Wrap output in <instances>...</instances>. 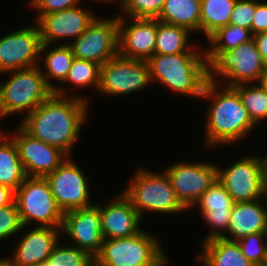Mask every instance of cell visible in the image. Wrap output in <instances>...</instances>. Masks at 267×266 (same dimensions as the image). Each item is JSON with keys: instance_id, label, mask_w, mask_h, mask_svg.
<instances>
[{"instance_id": "48", "label": "cell", "mask_w": 267, "mask_h": 266, "mask_svg": "<svg viewBox=\"0 0 267 266\" xmlns=\"http://www.w3.org/2000/svg\"><path fill=\"white\" fill-rule=\"evenodd\" d=\"M32 266H51V265H49L47 262H44V263H42L40 265H32Z\"/></svg>"}, {"instance_id": "40", "label": "cell", "mask_w": 267, "mask_h": 266, "mask_svg": "<svg viewBox=\"0 0 267 266\" xmlns=\"http://www.w3.org/2000/svg\"><path fill=\"white\" fill-rule=\"evenodd\" d=\"M15 201V191L7 186L0 185V207L11 205Z\"/></svg>"}, {"instance_id": "50", "label": "cell", "mask_w": 267, "mask_h": 266, "mask_svg": "<svg viewBox=\"0 0 267 266\" xmlns=\"http://www.w3.org/2000/svg\"><path fill=\"white\" fill-rule=\"evenodd\" d=\"M252 266H266V265L263 263H257V264H253Z\"/></svg>"}, {"instance_id": "12", "label": "cell", "mask_w": 267, "mask_h": 266, "mask_svg": "<svg viewBox=\"0 0 267 266\" xmlns=\"http://www.w3.org/2000/svg\"><path fill=\"white\" fill-rule=\"evenodd\" d=\"M185 161L180 160L167 165L163 170L170 179L178 201L189 211L217 180V163L201 160Z\"/></svg>"}, {"instance_id": "43", "label": "cell", "mask_w": 267, "mask_h": 266, "mask_svg": "<svg viewBox=\"0 0 267 266\" xmlns=\"http://www.w3.org/2000/svg\"><path fill=\"white\" fill-rule=\"evenodd\" d=\"M0 266H15L12 261L7 257H0Z\"/></svg>"}, {"instance_id": "42", "label": "cell", "mask_w": 267, "mask_h": 266, "mask_svg": "<svg viewBox=\"0 0 267 266\" xmlns=\"http://www.w3.org/2000/svg\"><path fill=\"white\" fill-rule=\"evenodd\" d=\"M262 198L267 202V155L264 163L263 170V187H262Z\"/></svg>"}, {"instance_id": "33", "label": "cell", "mask_w": 267, "mask_h": 266, "mask_svg": "<svg viewBox=\"0 0 267 266\" xmlns=\"http://www.w3.org/2000/svg\"><path fill=\"white\" fill-rule=\"evenodd\" d=\"M165 0H124V7L118 16L157 19Z\"/></svg>"}, {"instance_id": "24", "label": "cell", "mask_w": 267, "mask_h": 266, "mask_svg": "<svg viewBox=\"0 0 267 266\" xmlns=\"http://www.w3.org/2000/svg\"><path fill=\"white\" fill-rule=\"evenodd\" d=\"M201 252L194 254L195 263L203 266H252L243 256L237 241L213 238L199 245Z\"/></svg>"}, {"instance_id": "30", "label": "cell", "mask_w": 267, "mask_h": 266, "mask_svg": "<svg viewBox=\"0 0 267 266\" xmlns=\"http://www.w3.org/2000/svg\"><path fill=\"white\" fill-rule=\"evenodd\" d=\"M252 122L258 127L267 121V91L261 83H246L233 86ZM262 124V125H261Z\"/></svg>"}, {"instance_id": "4", "label": "cell", "mask_w": 267, "mask_h": 266, "mask_svg": "<svg viewBox=\"0 0 267 266\" xmlns=\"http://www.w3.org/2000/svg\"><path fill=\"white\" fill-rule=\"evenodd\" d=\"M136 168L122 192L142 220L150 212L164 216L181 215L184 212L187 214L188 211L178 201L170 179L163 169L153 172L144 165Z\"/></svg>"}, {"instance_id": "20", "label": "cell", "mask_w": 267, "mask_h": 266, "mask_svg": "<svg viewBox=\"0 0 267 266\" xmlns=\"http://www.w3.org/2000/svg\"><path fill=\"white\" fill-rule=\"evenodd\" d=\"M234 202L223 184L217 179L204 192L189 211L196 208L209 232L199 242L202 244L213 238H221L226 232Z\"/></svg>"}, {"instance_id": "13", "label": "cell", "mask_w": 267, "mask_h": 266, "mask_svg": "<svg viewBox=\"0 0 267 266\" xmlns=\"http://www.w3.org/2000/svg\"><path fill=\"white\" fill-rule=\"evenodd\" d=\"M77 59L88 60L102 66L119 54L118 15H98L88 28L71 44Z\"/></svg>"}, {"instance_id": "26", "label": "cell", "mask_w": 267, "mask_h": 266, "mask_svg": "<svg viewBox=\"0 0 267 266\" xmlns=\"http://www.w3.org/2000/svg\"><path fill=\"white\" fill-rule=\"evenodd\" d=\"M192 35L193 33L186 28L168 24L157 19L154 54L169 55L186 51H203L205 43H194L195 41L191 40L194 38Z\"/></svg>"}, {"instance_id": "9", "label": "cell", "mask_w": 267, "mask_h": 266, "mask_svg": "<svg viewBox=\"0 0 267 266\" xmlns=\"http://www.w3.org/2000/svg\"><path fill=\"white\" fill-rule=\"evenodd\" d=\"M147 61L116 55L100 66L98 94L105 98L129 96L151 86Z\"/></svg>"}, {"instance_id": "6", "label": "cell", "mask_w": 267, "mask_h": 266, "mask_svg": "<svg viewBox=\"0 0 267 266\" xmlns=\"http://www.w3.org/2000/svg\"><path fill=\"white\" fill-rule=\"evenodd\" d=\"M206 60L208 80L229 87L259 83L267 70L254 39L230 51H206Z\"/></svg>"}, {"instance_id": "17", "label": "cell", "mask_w": 267, "mask_h": 266, "mask_svg": "<svg viewBox=\"0 0 267 266\" xmlns=\"http://www.w3.org/2000/svg\"><path fill=\"white\" fill-rule=\"evenodd\" d=\"M13 129V130H12ZM7 130L19 151V157L28 177H45L67 158L59 148L29 135L20 125Z\"/></svg>"}, {"instance_id": "1", "label": "cell", "mask_w": 267, "mask_h": 266, "mask_svg": "<svg viewBox=\"0 0 267 266\" xmlns=\"http://www.w3.org/2000/svg\"><path fill=\"white\" fill-rule=\"evenodd\" d=\"M90 104L80 98L53 93L24 116L19 125L32 137L59 148L67 156H73L82 127L90 116Z\"/></svg>"}, {"instance_id": "34", "label": "cell", "mask_w": 267, "mask_h": 266, "mask_svg": "<svg viewBox=\"0 0 267 266\" xmlns=\"http://www.w3.org/2000/svg\"><path fill=\"white\" fill-rule=\"evenodd\" d=\"M22 222L16 202L0 207V241L7 242L17 237L22 230ZM16 235V236H15Z\"/></svg>"}, {"instance_id": "36", "label": "cell", "mask_w": 267, "mask_h": 266, "mask_svg": "<svg viewBox=\"0 0 267 266\" xmlns=\"http://www.w3.org/2000/svg\"><path fill=\"white\" fill-rule=\"evenodd\" d=\"M256 8V0H237L229 24L251 30L253 14Z\"/></svg>"}, {"instance_id": "22", "label": "cell", "mask_w": 267, "mask_h": 266, "mask_svg": "<svg viewBox=\"0 0 267 266\" xmlns=\"http://www.w3.org/2000/svg\"><path fill=\"white\" fill-rule=\"evenodd\" d=\"M253 233H267V202L263 198L234 203L227 232L221 238L238 241Z\"/></svg>"}, {"instance_id": "2", "label": "cell", "mask_w": 267, "mask_h": 266, "mask_svg": "<svg viewBox=\"0 0 267 266\" xmlns=\"http://www.w3.org/2000/svg\"><path fill=\"white\" fill-rule=\"evenodd\" d=\"M202 99L210 102L204 111V141L207 150L230 145H238L245 141L250 133L258 127L252 122L247 109L241 102L238 92L219 82L207 81ZM235 143V144H234Z\"/></svg>"}, {"instance_id": "46", "label": "cell", "mask_w": 267, "mask_h": 266, "mask_svg": "<svg viewBox=\"0 0 267 266\" xmlns=\"http://www.w3.org/2000/svg\"><path fill=\"white\" fill-rule=\"evenodd\" d=\"M89 266H105L100 261H98L96 258H93L91 262L89 263Z\"/></svg>"}, {"instance_id": "31", "label": "cell", "mask_w": 267, "mask_h": 266, "mask_svg": "<svg viewBox=\"0 0 267 266\" xmlns=\"http://www.w3.org/2000/svg\"><path fill=\"white\" fill-rule=\"evenodd\" d=\"M253 39L251 30L228 24L219 28L207 40L206 51H230Z\"/></svg>"}, {"instance_id": "39", "label": "cell", "mask_w": 267, "mask_h": 266, "mask_svg": "<svg viewBox=\"0 0 267 266\" xmlns=\"http://www.w3.org/2000/svg\"><path fill=\"white\" fill-rule=\"evenodd\" d=\"M253 39L261 55L263 64L267 68V31L253 35Z\"/></svg>"}, {"instance_id": "10", "label": "cell", "mask_w": 267, "mask_h": 266, "mask_svg": "<svg viewBox=\"0 0 267 266\" xmlns=\"http://www.w3.org/2000/svg\"><path fill=\"white\" fill-rule=\"evenodd\" d=\"M246 153L227 167L217 164V179L231 195L234 203L250 202L262 198L263 170L267 153ZM223 166V167H221Z\"/></svg>"}, {"instance_id": "41", "label": "cell", "mask_w": 267, "mask_h": 266, "mask_svg": "<svg viewBox=\"0 0 267 266\" xmlns=\"http://www.w3.org/2000/svg\"><path fill=\"white\" fill-rule=\"evenodd\" d=\"M86 1L88 0H82L83 3H85ZM95 2V3H110V4H116L117 5V8L119 9L118 10V13H115L116 15H119L121 14L122 10H123V7H124V0H89L88 2ZM120 11V12H119Z\"/></svg>"}, {"instance_id": "15", "label": "cell", "mask_w": 267, "mask_h": 266, "mask_svg": "<svg viewBox=\"0 0 267 266\" xmlns=\"http://www.w3.org/2000/svg\"><path fill=\"white\" fill-rule=\"evenodd\" d=\"M48 14H44L37 24L40 28L42 44L69 45L77 39L98 16L85 3ZM89 9V10H88Z\"/></svg>"}, {"instance_id": "16", "label": "cell", "mask_w": 267, "mask_h": 266, "mask_svg": "<svg viewBox=\"0 0 267 266\" xmlns=\"http://www.w3.org/2000/svg\"><path fill=\"white\" fill-rule=\"evenodd\" d=\"M61 238H66L65 242L86 250L95 258L104 241L98 201L90 207L65 212Z\"/></svg>"}, {"instance_id": "5", "label": "cell", "mask_w": 267, "mask_h": 266, "mask_svg": "<svg viewBox=\"0 0 267 266\" xmlns=\"http://www.w3.org/2000/svg\"><path fill=\"white\" fill-rule=\"evenodd\" d=\"M5 75L6 80H0L2 118L20 114L22 120L24 115L31 113L54 93L47 85L39 65L8 71L0 74V77Z\"/></svg>"}, {"instance_id": "27", "label": "cell", "mask_w": 267, "mask_h": 266, "mask_svg": "<svg viewBox=\"0 0 267 266\" xmlns=\"http://www.w3.org/2000/svg\"><path fill=\"white\" fill-rule=\"evenodd\" d=\"M201 0H165L157 18L159 21L177 25L199 35Z\"/></svg>"}, {"instance_id": "14", "label": "cell", "mask_w": 267, "mask_h": 266, "mask_svg": "<svg viewBox=\"0 0 267 266\" xmlns=\"http://www.w3.org/2000/svg\"><path fill=\"white\" fill-rule=\"evenodd\" d=\"M42 46L37 22L0 36V74L39 65Z\"/></svg>"}, {"instance_id": "28", "label": "cell", "mask_w": 267, "mask_h": 266, "mask_svg": "<svg viewBox=\"0 0 267 266\" xmlns=\"http://www.w3.org/2000/svg\"><path fill=\"white\" fill-rule=\"evenodd\" d=\"M27 177L17 145L6 135L0 141V185L16 191Z\"/></svg>"}, {"instance_id": "45", "label": "cell", "mask_w": 267, "mask_h": 266, "mask_svg": "<svg viewBox=\"0 0 267 266\" xmlns=\"http://www.w3.org/2000/svg\"><path fill=\"white\" fill-rule=\"evenodd\" d=\"M2 120H4V118H2V117L0 116V122H1ZM7 130H8V129H5V131H4V129L2 130L1 127H0V141H1L6 135H8V132H6Z\"/></svg>"}, {"instance_id": "7", "label": "cell", "mask_w": 267, "mask_h": 266, "mask_svg": "<svg viewBox=\"0 0 267 266\" xmlns=\"http://www.w3.org/2000/svg\"><path fill=\"white\" fill-rule=\"evenodd\" d=\"M145 230L125 238L105 239L95 258L105 266H168L169 255L161 237Z\"/></svg>"}, {"instance_id": "25", "label": "cell", "mask_w": 267, "mask_h": 266, "mask_svg": "<svg viewBox=\"0 0 267 266\" xmlns=\"http://www.w3.org/2000/svg\"><path fill=\"white\" fill-rule=\"evenodd\" d=\"M74 58L75 56L70 45L42 44L39 67L47 85L53 91L65 81Z\"/></svg>"}, {"instance_id": "49", "label": "cell", "mask_w": 267, "mask_h": 266, "mask_svg": "<svg viewBox=\"0 0 267 266\" xmlns=\"http://www.w3.org/2000/svg\"><path fill=\"white\" fill-rule=\"evenodd\" d=\"M34 1H35V0H28V1H26L27 3H25V4H27L28 7H29Z\"/></svg>"}, {"instance_id": "32", "label": "cell", "mask_w": 267, "mask_h": 266, "mask_svg": "<svg viewBox=\"0 0 267 266\" xmlns=\"http://www.w3.org/2000/svg\"><path fill=\"white\" fill-rule=\"evenodd\" d=\"M94 257L60 239L46 262L51 266H89Z\"/></svg>"}, {"instance_id": "19", "label": "cell", "mask_w": 267, "mask_h": 266, "mask_svg": "<svg viewBox=\"0 0 267 266\" xmlns=\"http://www.w3.org/2000/svg\"><path fill=\"white\" fill-rule=\"evenodd\" d=\"M157 19L118 16L119 55L147 61L154 55Z\"/></svg>"}, {"instance_id": "37", "label": "cell", "mask_w": 267, "mask_h": 266, "mask_svg": "<svg viewBox=\"0 0 267 266\" xmlns=\"http://www.w3.org/2000/svg\"><path fill=\"white\" fill-rule=\"evenodd\" d=\"M81 2L82 0H35L28 8H32V11L36 10L34 21L37 22L44 14L69 9Z\"/></svg>"}, {"instance_id": "3", "label": "cell", "mask_w": 267, "mask_h": 266, "mask_svg": "<svg viewBox=\"0 0 267 266\" xmlns=\"http://www.w3.org/2000/svg\"><path fill=\"white\" fill-rule=\"evenodd\" d=\"M152 84L199 100L208 81L206 50L178 54H154L147 60ZM182 94V95H181Z\"/></svg>"}, {"instance_id": "47", "label": "cell", "mask_w": 267, "mask_h": 266, "mask_svg": "<svg viewBox=\"0 0 267 266\" xmlns=\"http://www.w3.org/2000/svg\"><path fill=\"white\" fill-rule=\"evenodd\" d=\"M262 263L267 266V247H266V250H265V255H264V259H263Z\"/></svg>"}, {"instance_id": "8", "label": "cell", "mask_w": 267, "mask_h": 266, "mask_svg": "<svg viewBox=\"0 0 267 266\" xmlns=\"http://www.w3.org/2000/svg\"><path fill=\"white\" fill-rule=\"evenodd\" d=\"M15 202L23 226L62 227L64 213L45 177H27L15 191Z\"/></svg>"}, {"instance_id": "35", "label": "cell", "mask_w": 267, "mask_h": 266, "mask_svg": "<svg viewBox=\"0 0 267 266\" xmlns=\"http://www.w3.org/2000/svg\"><path fill=\"white\" fill-rule=\"evenodd\" d=\"M242 254L252 264L262 263L267 247V233H253L237 241Z\"/></svg>"}, {"instance_id": "29", "label": "cell", "mask_w": 267, "mask_h": 266, "mask_svg": "<svg viewBox=\"0 0 267 266\" xmlns=\"http://www.w3.org/2000/svg\"><path fill=\"white\" fill-rule=\"evenodd\" d=\"M237 0H201L199 34L207 39L219 28L229 24ZM202 33V34H201Z\"/></svg>"}, {"instance_id": "11", "label": "cell", "mask_w": 267, "mask_h": 266, "mask_svg": "<svg viewBox=\"0 0 267 266\" xmlns=\"http://www.w3.org/2000/svg\"><path fill=\"white\" fill-rule=\"evenodd\" d=\"M74 157L67 156L57 169L45 176L63 213L90 207L96 203L91 195L90 178L83 168L75 163Z\"/></svg>"}, {"instance_id": "23", "label": "cell", "mask_w": 267, "mask_h": 266, "mask_svg": "<svg viewBox=\"0 0 267 266\" xmlns=\"http://www.w3.org/2000/svg\"><path fill=\"white\" fill-rule=\"evenodd\" d=\"M99 86L100 65L92 61L74 58L65 81L57 87L54 94L59 96L76 97L90 103L91 101L88 96L84 94L82 95V92L79 91V89H85V91L92 89L93 91L98 92ZM77 90L78 93L81 92V94L75 93Z\"/></svg>"}, {"instance_id": "44", "label": "cell", "mask_w": 267, "mask_h": 266, "mask_svg": "<svg viewBox=\"0 0 267 266\" xmlns=\"http://www.w3.org/2000/svg\"><path fill=\"white\" fill-rule=\"evenodd\" d=\"M260 83L264 87V89L267 91V70L264 73V75L262 76Z\"/></svg>"}, {"instance_id": "21", "label": "cell", "mask_w": 267, "mask_h": 266, "mask_svg": "<svg viewBox=\"0 0 267 266\" xmlns=\"http://www.w3.org/2000/svg\"><path fill=\"white\" fill-rule=\"evenodd\" d=\"M120 192L108 197V202L99 203L104 240L129 237L142 229V218L130 200Z\"/></svg>"}, {"instance_id": "38", "label": "cell", "mask_w": 267, "mask_h": 266, "mask_svg": "<svg viewBox=\"0 0 267 266\" xmlns=\"http://www.w3.org/2000/svg\"><path fill=\"white\" fill-rule=\"evenodd\" d=\"M267 31V0H256V8L251 23L253 35Z\"/></svg>"}, {"instance_id": "18", "label": "cell", "mask_w": 267, "mask_h": 266, "mask_svg": "<svg viewBox=\"0 0 267 266\" xmlns=\"http://www.w3.org/2000/svg\"><path fill=\"white\" fill-rule=\"evenodd\" d=\"M17 239L15 247H11L13 250L9 249L13 254H6L12 263L15 266L40 265L62 239L61 228L23 226Z\"/></svg>"}]
</instances>
